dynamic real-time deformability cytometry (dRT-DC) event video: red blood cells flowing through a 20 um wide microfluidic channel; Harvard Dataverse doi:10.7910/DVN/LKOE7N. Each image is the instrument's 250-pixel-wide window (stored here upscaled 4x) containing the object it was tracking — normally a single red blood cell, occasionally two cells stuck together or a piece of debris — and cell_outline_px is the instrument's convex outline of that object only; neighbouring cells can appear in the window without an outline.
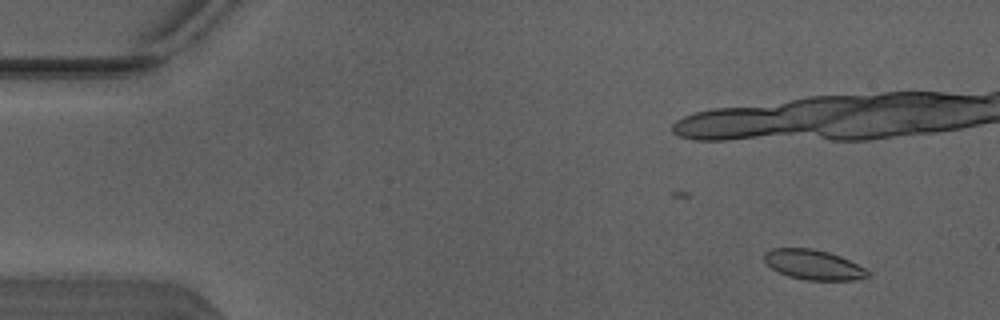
{"species": "Egyptian fruit bat (a non-hibernating species)", "species_latin": "Rousettus aegyptiacus", "temperature_condition": "warm", "stored_images_in_passage": 7, "camera_frame_rate_fps": 3000, "um_per_image_px": 0.085, "animal": {"sex": "male"}, "frame": {"image": 1, "passage_image": 2, "time_ms": 0.333, "image_size_px": [1000, 320], "cell_outline_px": [[868, 276], [852, 280], [808, 280], [788, 276], [772, 268], [764, 260], [764, 252], [772, 248], [812, 248], [828, 252], [840, 256], [864, 268], [868, 272]], "centroid_in_image_um": [69.1, 22.49], "position_along_channel_um": 15.9, "area_um2": 17.74}}
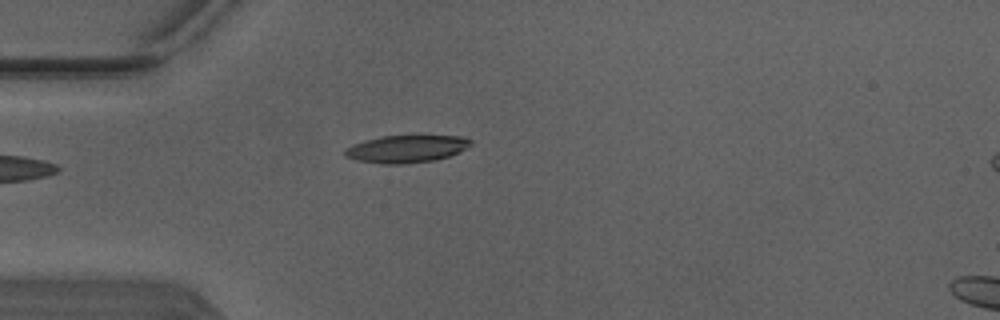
{"frame": {"image": 2, "passage_image": 7, "time_ms": 2.0, "image_size_px": [1000, 320], "cell_outline_px": [[472, 144], [448, 156], [432, 160], [408, 164], [384, 164], [356, 160], [344, 156], [344, 152], [348, 148], [364, 140], [380, 136], [464, 136], [472, 140]], "centroid_in_image_um": [34.53, 12.65], "position_along_channel_um": 50.5, "area_um2": 19.83}}